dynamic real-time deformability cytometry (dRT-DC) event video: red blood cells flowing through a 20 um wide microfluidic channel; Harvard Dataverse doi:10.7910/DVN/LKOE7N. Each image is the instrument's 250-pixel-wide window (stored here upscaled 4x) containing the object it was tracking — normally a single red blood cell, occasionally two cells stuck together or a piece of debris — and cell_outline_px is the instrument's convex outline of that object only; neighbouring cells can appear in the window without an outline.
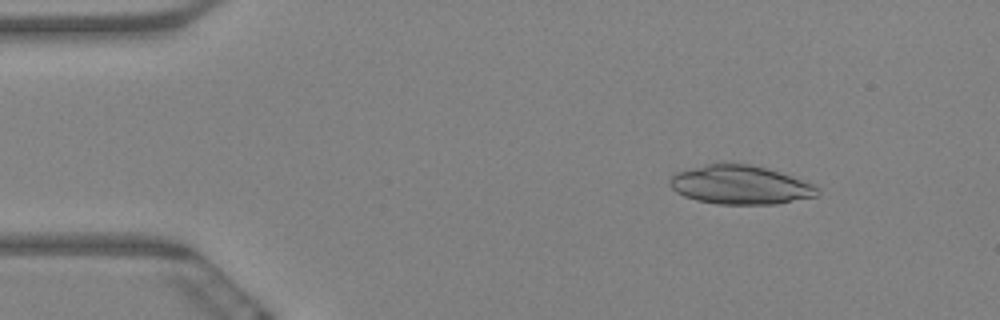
{"species": "Egyptian fruit bat (a non-hibernating species)", "species_latin": "Rousettus aegyptiacus", "temperature_condition": "warm", "stored_images_in_passage": 7, "camera_frame_rate_fps": 3000, "um_per_image_px": 0.085, "animal": {"sex": "female"}, "frame": {"image": 1, "passage_image": 3, "time_ms": 0.667, "image_size_px": [1000, 320], "cell_outline_px": [[820, 196], [776, 204], [716, 204], [696, 200], [684, 196], [676, 192], [668, 184], [668, 180], [676, 172], [704, 164], [748, 164], [768, 168], [816, 184], [820, 188]], "centroid_in_image_um": [62.96, 15.72], "position_along_channel_um": 22.0, "area_um2": 33.76}}
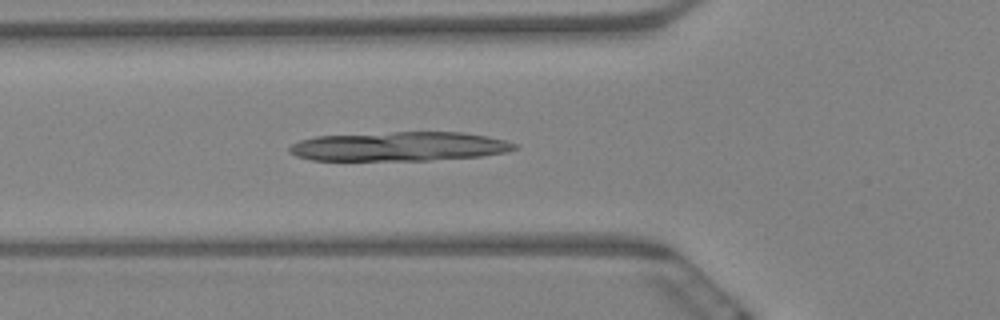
{"frame": {"image": 2, "passage_image": 7, "time_ms": 2.0, "image_size_px": [1000, 320], "cell_outline_px": [[520, 148], [508, 152], [480, 156], [428, 160], [312, 160], [296, 156], [288, 152], [288, 148], [292, 144], [300, 140], [316, 136], [392, 132], [464, 132], [488, 136], [504, 140], [516, 144]], "centroid_in_image_um": [33.96, 12.44], "position_along_channel_um": 91.8, "area_um2": 38.44}}